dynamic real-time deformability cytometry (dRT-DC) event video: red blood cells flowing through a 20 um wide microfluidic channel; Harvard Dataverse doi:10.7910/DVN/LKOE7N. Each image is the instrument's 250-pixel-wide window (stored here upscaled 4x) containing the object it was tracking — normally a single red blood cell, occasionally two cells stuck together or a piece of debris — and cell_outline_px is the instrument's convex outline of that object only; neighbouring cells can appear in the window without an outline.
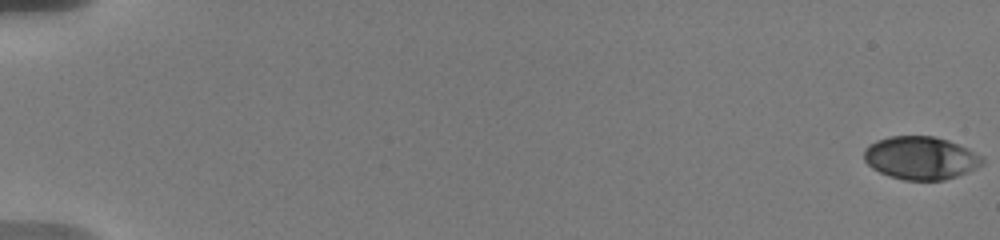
{"species": "human", "species_latin": "Homo sapiens", "temperature_condition": "warm", "stored_images_in_passage": 13, "camera_frame_rate_fps": 3000, "um_per_image_px": 0.085, "donor": {"sex": "male"}, "frame": {"image": 1, "passage_image": 1, "time_ms": 0.0, "image_size_px": [1000, 240], "cell_outline_px": [[984, 164], [956, 176], [944, 180], [904, 180], [880, 172], [872, 168], [864, 160], [864, 148], [868, 144], [876, 140], [888, 136], [932, 136], [948, 140], [984, 156]], "centroid_in_image_um": [78.24, 13.41], "position_along_channel_um": 6.8, "area_um2": 29.59}}
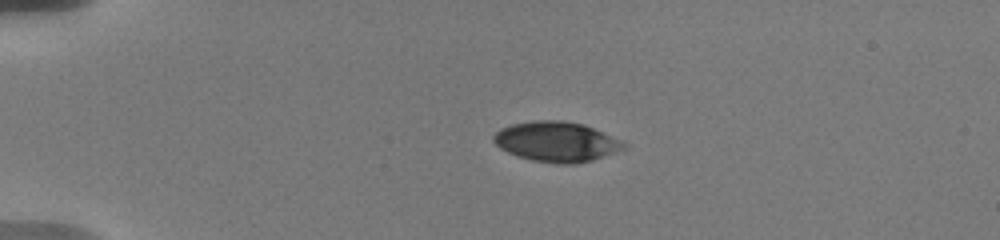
{"frame": {"image": 2, "passage_image": 11, "time_ms": 4.667, "image_size_px": [1000, 240], "cell_outline_px": [[628, 148], [592, 160], [572, 164], [560, 164], [532, 160], [516, 156], [500, 148], [492, 140], [492, 136], [500, 128], [512, 124], [532, 120], [564, 120], [584, 124], [624, 140], [628, 144]], "centroid_in_image_um": [47.34, 12.03], "position_along_channel_um": 37.7, "area_um2": 30.81}}